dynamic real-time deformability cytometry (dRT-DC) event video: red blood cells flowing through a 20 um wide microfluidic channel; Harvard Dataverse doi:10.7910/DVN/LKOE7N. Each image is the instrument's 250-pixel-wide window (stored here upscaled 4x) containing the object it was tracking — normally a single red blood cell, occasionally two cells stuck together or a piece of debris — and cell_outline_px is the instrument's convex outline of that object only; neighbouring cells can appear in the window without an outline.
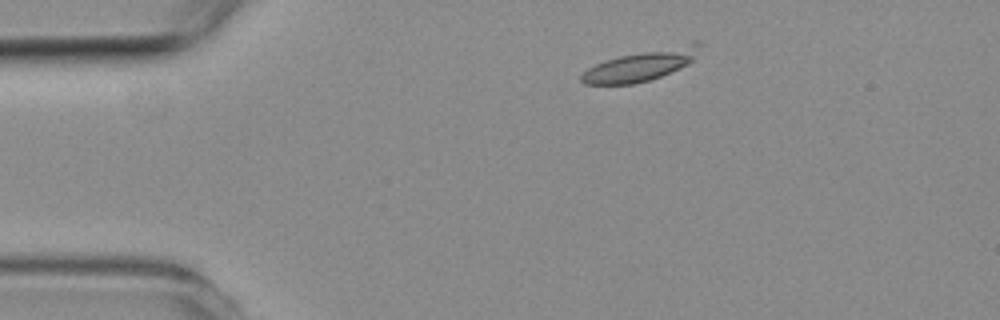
{"species": "common noctule bat (a hibernating species)", "species_latin": "Nyctalus noctula", "temperature_condition": "room temperature", "stored_images_in_passage": 3, "camera_frame_rate_fps": 3000, "um_per_image_px": 0.085, "animal": {"sex": "female", "body_mass_g": 19.3, "forearm_length_mm": 54.1}, "frame": {"image": 1, "passage_image": 1, "time_ms": 0.0, "image_size_px": [1000, 320], "cell_outline_px": [[700, 44], [692, 60], [688, 64], [680, 68], [660, 76], [648, 80], [632, 84], [584, 84], [580, 80], [580, 76], [588, 68], [596, 64], [620, 56], [692, 40], [700, 40]], "centroid_in_image_um": [54.53, 5.52], "position_along_channel_um": 30.5, "area_um2": 21.1}}
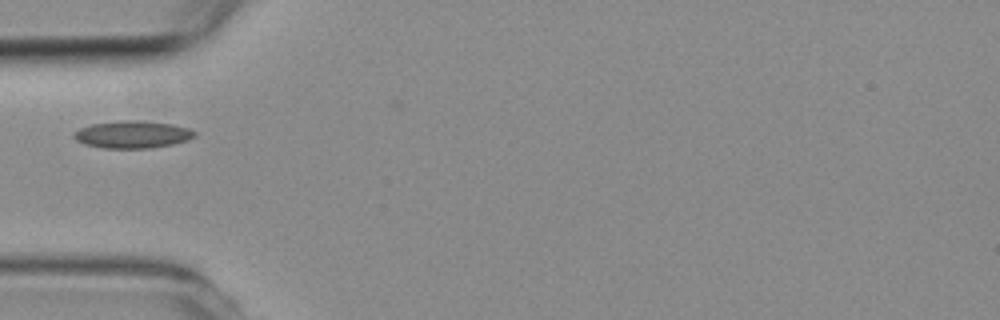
{"frame": {"image": 2, "passage_image": 3, "time_ms": 2.333, "image_size_px": [1000, 320], "cell_outline_px": [[196, 136], [188, 140], [172, 144], [152, 148], [104, 148], [84, 144], [76, 140], [72, 136], [72, 132], [80, 128], [92, 124], [120, 120], [136, 120], [172, 124], [188, 128], [196, 132]], "centroid_in_image_um": [11.24, 11.43], "position_along_channel_um": 73.8, "area_um2": 19.31}}